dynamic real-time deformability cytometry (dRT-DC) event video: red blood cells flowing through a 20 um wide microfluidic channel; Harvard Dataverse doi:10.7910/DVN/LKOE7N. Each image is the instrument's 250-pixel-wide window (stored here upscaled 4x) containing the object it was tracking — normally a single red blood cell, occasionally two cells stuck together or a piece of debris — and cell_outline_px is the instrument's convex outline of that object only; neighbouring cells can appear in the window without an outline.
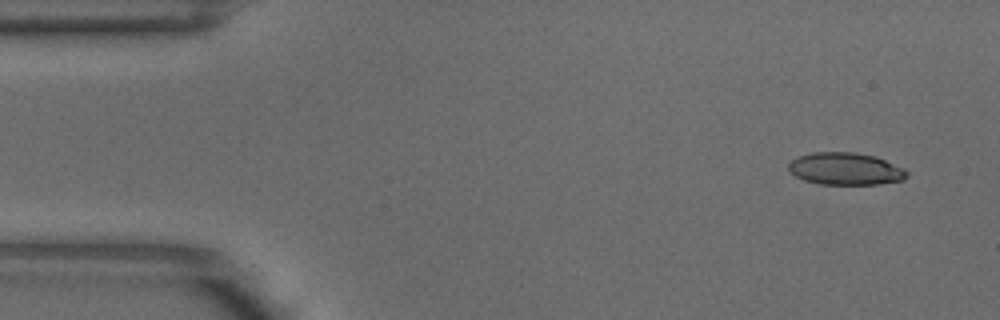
{"species": "common noctule bat (a hibernating species)", "species_latin": "Nyctalus noctula", "temperature_condition": "warm", "stored_images_in_passage": 4, "camera_frame_rate_fps": 3000, "um_per_image_px": 0.085, "animal": {"sex": "male", "body_mass_g": 18.8}, "frame": {"image": 1, "passage_image": 1, "time_ms": 0.0, "image_size_px": [1000, 320], "cell_outline_px": [[908, 176], [904, 180], [876, 184], [820, 184], [804, 180], [796, 176], [788, 168], [788, 164], [792, 160], [800, 156], [812, 152], [852, 152], [876, 156], [904, 168], [908, 172]], "centroid_in_image_um": [71.89, 14.35], "position_along_channel_um": 13.1, "area_um2": 22.2}}
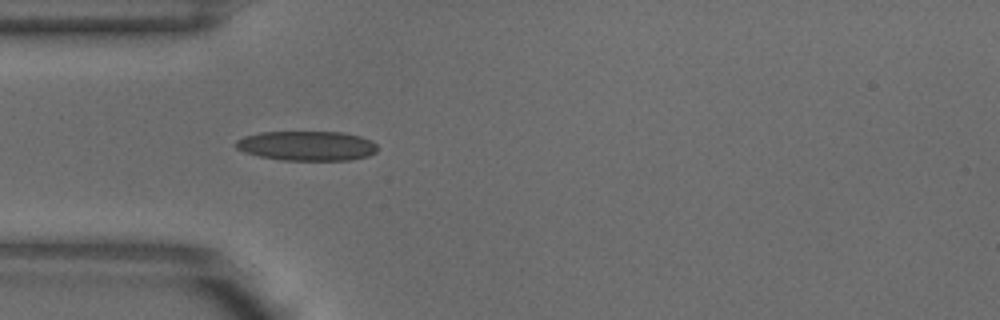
{"frame": {"image": 2, "passage_image": 4, "time_ms": 1.0, "image_size_px": [1000, 320], "cell_outline_px": [[376, 152], [368, 156], [348, 160], [280, 160], [260, 156], [244, 152], [236, 148], [232, 144], [236, 140], [244, 136], [260, 132], [340, 132], [360, 136], [372, 140], [376, 144]], "centroid_in_image_um": [26.05, 12.39], "position_along_channel_um": 58.9, "area_um2": 24.57}}